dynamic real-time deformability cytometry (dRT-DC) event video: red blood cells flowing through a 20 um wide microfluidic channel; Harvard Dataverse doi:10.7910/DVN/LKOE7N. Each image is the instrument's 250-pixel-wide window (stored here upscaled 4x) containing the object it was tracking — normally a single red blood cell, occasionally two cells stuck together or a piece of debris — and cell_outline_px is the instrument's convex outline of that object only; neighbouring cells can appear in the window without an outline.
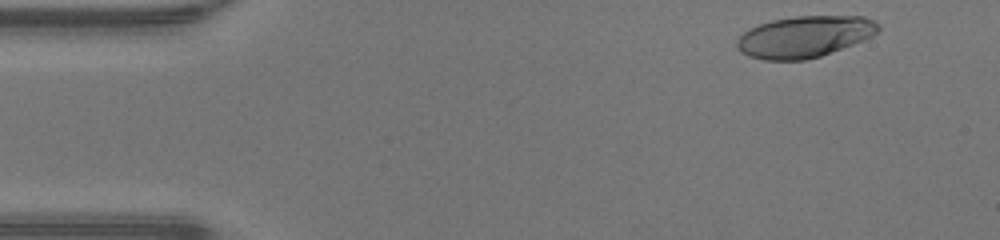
{"species": "human", "species_latin": "Homo sapiens", "temperature_condition": "warm", "stored_images_in_passage": 45, "camera_frame_rate_fps": 3000, "um_per_image_px": 0.085, "donor": {"sex": "male"}, "frame": {"image": 1, "passage_image": 2, "time_ms": 0.333, "image_size_px": [1000, 240], "cell_outline_px": [[880, 28], [872, 36], [864, 40], [820, 56], [804, 60], [764, 60], [748, 56], [740, 52], [736, 44], [736, 40], [744, 32], [760, 24], [772, 20], [796, 16], [864, 16], [876, 20], [880, 24]], "centroid_in_image_um": [68.4, 3.11], "position_along_channel_um": 16.6, "area_um2": 34.16}}
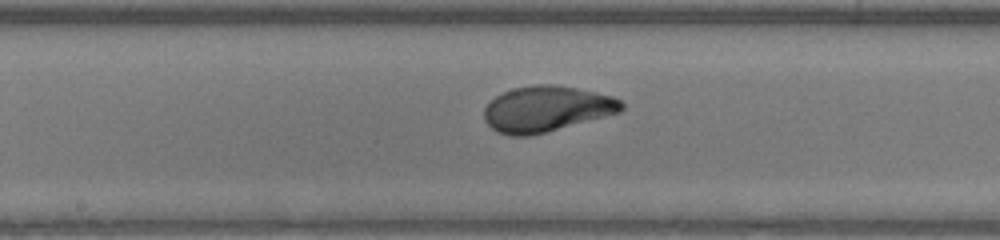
{"frame": {"image": 2, "passage_image": 22, "time_ms": 7.0, "image_size_px": [1000, 240], "cell_outline_px": [[624, 108], [620, 112], [544, 132], [528, 136], [512, 136], [496, 132], [484, 120], [484, 108], [496, 96], [512, 88], [536, 84], [552, 84], [576, 88], [596, 92], [612, 96], [620, 100], [624, 104]], "centroid_in_image_um": [46.43, 9.25], "position_along_channel_um": 201.8, "area_um2": 36.3}}
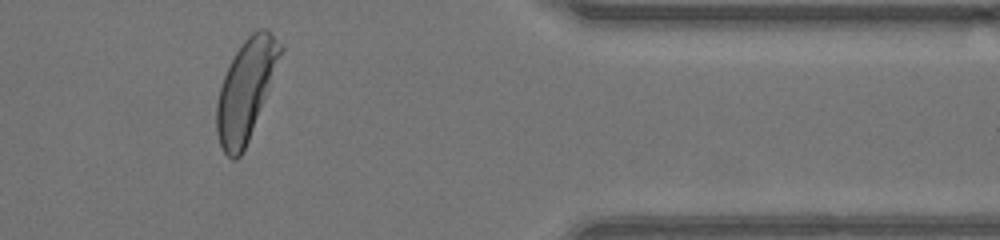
{"frame": {"image": 3, "passage_image": 37, "time_ms": 12.0, "image_size_px": [1000, 240], "cell_outline_px": [[284, 48], [264, 100], [248, 140], [240, 156], [236, 160], [232, 160], [224, 152], [220, 144], [216, 132], [216, 104], [220, 88], [224, 76], [236, 52], [244, 40], [252, 32], [260, 28], [268, 28]], "centroid_in_image_um": [20.89, 7.63], "position_along_channel_um": 390.5, "area_um2": 36.41}, "authors_computed_cell_mechanics": {"area_um2": 36.414, "velocity_mm_per_s": 4.3105, "shape_relaxation_time_tau1_ms": 2.7499, "shape_relaxation_time_tau2_ms": null, "deformation_change_tau1": 0.1938, "deformation_change_tau2": null}}